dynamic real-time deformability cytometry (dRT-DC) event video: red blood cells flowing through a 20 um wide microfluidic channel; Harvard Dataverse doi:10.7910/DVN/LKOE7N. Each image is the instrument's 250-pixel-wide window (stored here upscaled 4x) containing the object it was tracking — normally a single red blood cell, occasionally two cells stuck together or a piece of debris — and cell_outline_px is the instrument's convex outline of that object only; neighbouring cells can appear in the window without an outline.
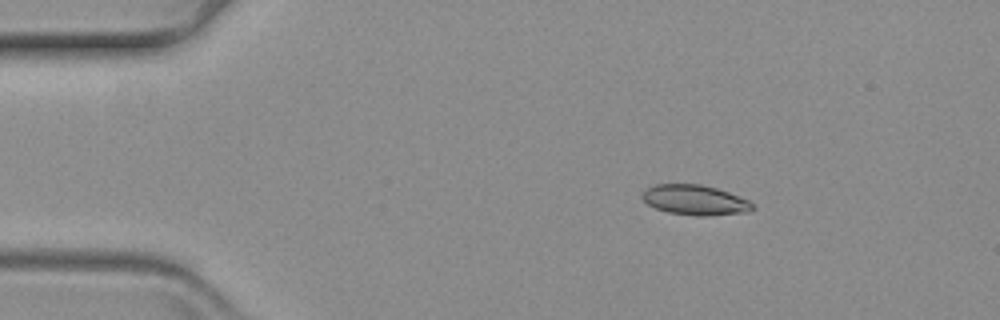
{"species": "common noctule bat (a hibernating species)", "species_latin": "Nyctalus noctula", "temperature_condition": "warm", "stored_images_in_passage": 51, "camera_frame_rate_fps": 3000, "um_per_image_px": 0.085, "animal": {"sex": "female", "body_mass_g": 19.3, "forearm_length_mm": 54.1}, "frame": {"image": 1, "passage_image": 1, "time_ms": 0.0, "image_size_px": [1000, 320], "cell_outline_px": [[756, 208], [748, 212], [708, 216], [696, 216], [668, 212], [656, 208], [648, 204], [640, 196], [644, 188], [652, 184], [700, 184], [716, 188], [728, 192], [748, 200], [756, 204]], "centroid_in_image_um": [59.07, 17.0], "position_along_channel_um": 25.9, "area_um2": 19.59}}
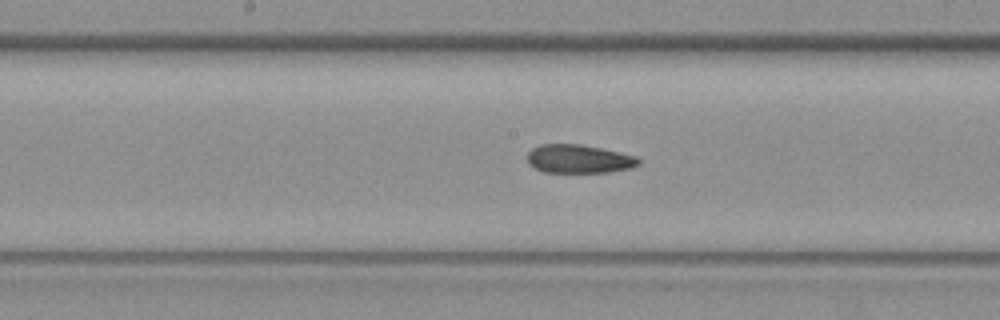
{"frame": {"image": 2, "passage_image": 22, "time_ms": 7.0, "image_size_px": [1000, 320], "cell_outline_px": [[640, 164], [632, 168], [608, 172], [544, 172], [528, 164], [528, 152], [532, 148], [540, 144], [580, 144], [620, 152], [636, 156], [640, 160]], "centroid_in_image_um": [49.21, 13.5], "position_along_channel_um": 199.0, "area_um2": 18.5}}
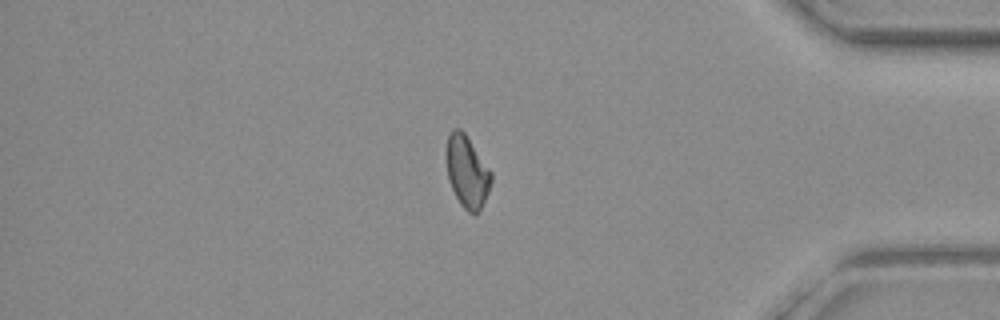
{"frame": {"image": 3, "passage_image": 42, "time_ms": 13.667, "image_size_px": [1000, 320], "cell_outline_px": [[492, 180], [488, 192], [476, 216], [472, 216], [460, 204], [448, 180], [444, 156], [444, 152], [448, 136], [452, 128], [460, 128], [464, 132], [492, 172]], "centroid_in_image_um": [39.66, 14.58], "position_along_channel_um": 395.5, "area_um2": 19.13}}